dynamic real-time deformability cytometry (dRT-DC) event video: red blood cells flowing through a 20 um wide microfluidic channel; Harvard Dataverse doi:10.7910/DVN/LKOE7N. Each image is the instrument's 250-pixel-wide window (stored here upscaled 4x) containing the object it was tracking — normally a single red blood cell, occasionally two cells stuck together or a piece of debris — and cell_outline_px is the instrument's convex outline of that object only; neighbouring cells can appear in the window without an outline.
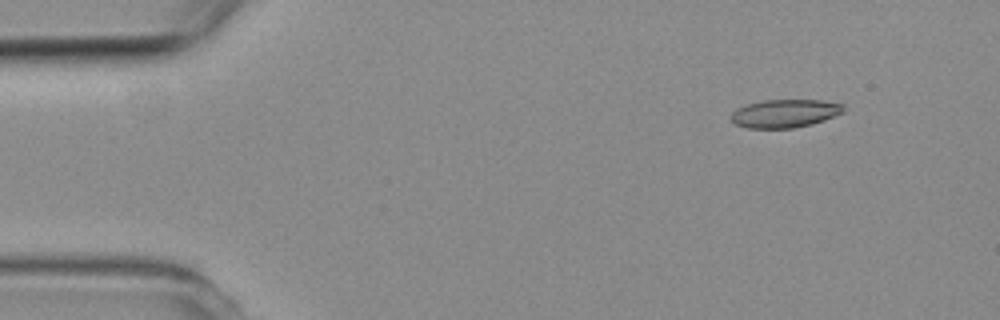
{"species": "common noctule bat (a hibernating species)", "species_latin": "Nyctalus noctula", "temperature_condition": "room temperature", "stored_images_in_passage": 8, "camera_frame_rate_fps": 3000, "um_per_image_px": 0.085, "animal": {"sex": "female", "body_mass_g": 19.3, "forearm_length_mm": 54.1}, "frame": {"image": 1, "passage_image": 2, "time_ms": 1.333, "image_size_px": [1000, 320], "cell_outline_px": [[844, 112], [824, 120], [812, 124], [792, 128], [748, 128], [736, 124], [732, 120], [732, 112], [736, 108], [748, 104], [764, 100], [824, 100], [844, 104]], "centroid_in_image_um": [66.74, 9.63], "position_along_channel_um": 18.3, "area_um2": 18.44}}
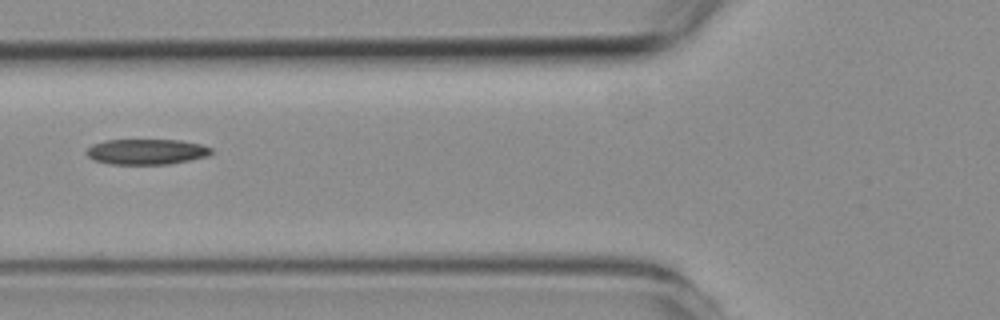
{"frame": {"image": 2, "passage_image": 6, "time_ms": 6.0, "image_size_px": [1000, 320], "cell_outline_px": [[212, 152], [208, 156], [168, 164], [108, 164], [92, 160], [84, 152], [92, 144], [104, 140], [180, 140], [200, 144], [212, 148]], "centroid_in_image_um": [12.4, 12.89], "position_along_channel_um": 113.4, "area_um2": 18.61}}
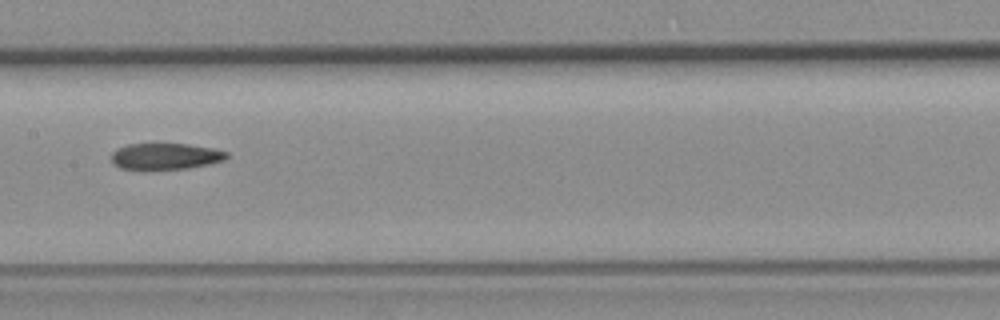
{"frame": {"image": 3, "passage_image": 8, "time_ms": 8.0, "image_size_px": [1000, 320], "cell_outline_px": [[228, 156], [224, 160], [208, 164], [188, 168], [144, 172], [120, 168], [112, 164], [112, 152], [116, 148], [128, 144], [188, 144], [212, 148], [228, 152]], "centroid_in_image_um": [13.99, 13.32], "position_along_channel_um": 193.4, "area_um2": 18.32}}